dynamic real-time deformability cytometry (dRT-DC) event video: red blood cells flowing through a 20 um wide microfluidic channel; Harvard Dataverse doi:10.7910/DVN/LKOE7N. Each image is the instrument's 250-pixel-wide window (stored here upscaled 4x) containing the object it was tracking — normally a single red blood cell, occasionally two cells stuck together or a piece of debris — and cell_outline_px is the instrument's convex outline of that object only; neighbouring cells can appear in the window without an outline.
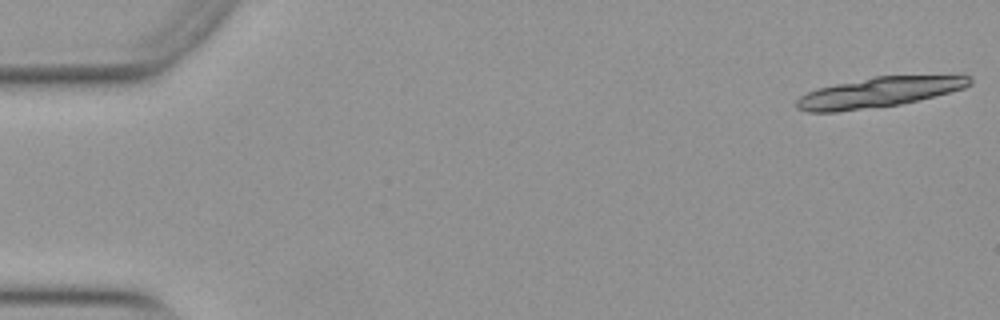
{"species": "Egyptian fruit bat (a non-hibernating species)", "species_latin": "Rousettus aegyptiacus", "temperature_condition": "warm", "stored_images_in_passage": 18, "camera_frame_rate_fps": 3000, "um_per_image_px": 0.085, "animal": {"sex": "female"}, "frame": {"image": 1, "passage_image": 1, "time_ms": 0.0, "image_size_px": [1000, 320], "cell_outline_px": [[972, 84], [964, 88], [900, 104], [836, 112], [808, 112], [796, 108], [796, 100], [800, 96], [816, 88], [872, 76], [972, 76]], "centroid_in_image_um": [74.63, 7.84], "position_along_channel_um": 10.4, "area_um2": 29.94}}